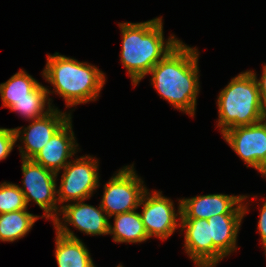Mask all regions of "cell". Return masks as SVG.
I'll list each match as a JSON object with an SVG mask.
<instances>
[{
    "instance_id": "10",
    "label": "cell",
    "mask_w": 266,
    "mask_h": 267,
    "mask_svg": "<svg viewBox=\"0 0 266 267\" xmlns=\"http://www.w3.org/2000/svg\"><path fill=\"white\" fill-rule=\"evenodd\" d=\"M70 118H72L71 113H62L58 108H52L46 115L33 119L31 124L28 127H25L24 130L20 127L14 128L16 140H23L22 143L24 144V147L19 146L21 158L33 159L51 139L53 134L56 133ZM21 134L22 136H20Z\"/></svg>"
},
{
    "instance_id": "23",
    "label": "cell",
    "mask_w": 266,
    "mask_h": 267,
    "mask_svg": "<svg viewBox=\"0 0 266 267\" xmlns=\"http://www.w3.org/2000/svg\"><path fill=\"white\" fill-rule=\"evenodd\" d=\"M257 229L261 237L262 246L264 247L266 253V201L263 204L262 208H260V218L258 221Z\"/></svg>"
},
{
    "instance_id": "6",
    "label": "cell",
    "mask_w": 266,
    "mask_h": 267,
    "mask_svg": "<svg viewBox=\"0 0 266 267\" xmlns=\"http://www.w3.org/2000/svg\"><path fill=\"white\" fill-rule=\"evenodd\" d=\"M134 166H124L104 185L100 206L108 217L136 210L147 190Z\"/></svg>"
},
{
    "instance_id": "4",
    "label": "cell",
    "mask_w": 266,
    "mask_h": 267,
    "mask_svg": "<svg viewBox=\"0 0 266 267\" xmlns=\"http://www.w3.org/2000/svg\"><path fill=\"white\" fill-rule=\"evenodd\" d=\"M221 134L237 127L262 121L263 102L251 71L241 72L221 90L217 99Z\"/></svg>"
},
{
    "instance_id": "13",
    "label": "cell",
    "mask_w": 266,
    "mask_h": 267,
    "mask_svg": "<svg viewBox=\"0 0 266 267\" xmlns=\"http://www.w3.org/2000/svg\"><path fill=\"white\" fill-rule=\"evenodd\" d=\"M185 251L196 267H213V240L207 219H180Z\"/></svg>"
},
{
    "instance_id": "21",
    "label": "cell",
    "mask_w": 266,
    "mask_h": 267,
    "mask_svg": "<svg viewBox=\"0 0 266 267\" xmlns=\"http://www.w3.org/2000/svg\"><path fill=\"white\" fill-rule=\"evenodd\" d=\"M27 209L20 187L10 182L0 184V214Z\"/></svg>"
},
{
    "instance_id": "3",
    "label": "cell",
    "mask_w": 266,
    "mask_h": 267,
    "mask_svg": "<svg viewBox=\"0 0 266 267\" xmlns=\"http://www.w3.org/2000/svg\"><path fill=\"white\" fill-rule=\"evenodd\" d=\"M42 75L66 101V108L95 101L106 77L97 67L55 53L47 56Z\"/></svg>"
},
{
    "instance_id": "8",
    "label": "cell",
    "mask_w": 266,
    "mask_h": 267,
    "mask_svg": "<svg viewBox=\"0 0 266 267\" xmlns=\"http://www.w3.org/2000/svg\"><path fill=\"white\" fill-rule=\"evenodd\" d=\"M222 136L247 167L251 166L266 176V122L237 126Z\"/></svg>"
},
{
    "instance_id": "5",
    "label": "cell",
    "mask_w": 266,
    "mask_h": 267,
    "mask_svg": "<svg viewBox=\"0 0 266 267\" xmlns=\"http://www.w3.org/2000/svg\"><path fill=\"white\" fill-rule=\"evenodd\" d=\"M23 187L25 202L33 200L42 210L46 219L54 222L60 213L61 207L57 200L56 178L57 174L36 163L33 159L22 158Z\"/></svg>"
},
{
    "instance_id": "2",
    "label": "cell",
    "mask_w": 266,
    "mask_h": 267,
    "mask_svg": "<svg viewBox=\"0 0 266 267\" xmlns=\"http://www.w3.org/2000/svg\"><path fill=\"white\" fill-rule=\"evenodd\" d=\"M119 27L123 38L121 62L134 86L180 43L174 35L164 41L160 17L141 23H120Z\"/></svg>"
},
{
    "instance_id": "24",
    "label": "cell",
    "mask_w": 266,
    "mask_h": 267,
    "mask_svg": "<svg viewBox=\"0 0 266 267\" xmlns=\"http://www.w3.org/2000/svg\"><path fill=\"white\" fill-rule=\"evenodd\" d=\"M254 75V77L256 78L257 84H258V89L260 92V97L262 102L264 103L266 101V65L263 66V73L262 76L260 78V80L257 79L256 74L251 71Z\"/></svg>"
},
{
    "instance_id": "20",
    "label": "cell",
    "mask_w": 266,
    "mask_h": 267,
    "mask_svg": "<svg viewBox=\"0 0 266 267\" xmlns=\"http://www.w3.org/2000/svg\"><path fill=\"white\" fill-rule=\"evenodd\" d=\"M50 93V90L42 84H39L32 91V99L16 100L9 108L11 111H16L21 116L32 121L33 119L46 115L50 110H52L53 107L50 105L51 99L48 98ZM47 104L48 108L46 109L45 107ZM44 110L46 111L44 112Z\"/></svg>"
},
{
    "instance_id": "18",
    "label": "cell",
    "mask_w": 266,
    "mask_h": 267,
    "mask_svg": "<svg viewBox=\"0 0 266 267\" xmlns=\"http://www.w3.org/2000/svg\"><path fill=\"white\" fill-rule=\"evenodd\" d=\"M38 218L27 209L0 214V240L14 242L26 236Z\"/></svg>"
},
{
    "instance_id": "9",
    "label": "cell",
    "mask_w": 266,
    "mask_h": 267,
    "mask_svg": "<svg viewBox=\"0 0 266 267\" xmlns=\"http://www.w3.org/2000/svg\"><path fill=\"white\" fill-rule=\"evenodd\" d=\"M139 206L143 207L139 214L149 238L155 236L161 240L167 239L181 225L177 220L182 216L181 200L176 214L171 199L164 197L159 191H154L151 195L147 189Z\"/></svg>"
},
{
    "instance_id": "15",
    "label": "cell",
    "mask_w": 266,
    "mask_h": 267,
    "mask_svg": "<svg viewBox=\"0 0 266 267\" xmlns=\"http://www.w3.org/2000/svg\"><path fill=\"white\" fill-rule=\"evenodd\" d=\"M98 208L83 200L61 206L60 213L63 214V221L87 235H108L109 218L100 205Z\"/></svg>"
},
{
    "instance_id": "7",
    "label": "cell",
    "mask_w": 266,
    "mask_h": 267,
    "mask_svg": "<svg viewBox=\"0 0 266 267\" xmlns=\"http://www.w3.org/2000/svg\"><path fill=\"white\" fill-rule=\"evenodd\" d=\"M57 189L58 203L85 201L99 187L98 160L82 156L70 161L64 168Z\"/></svg>"
},
{
    "instance_id": "16",
    "label": "cell",
    "mask_w": 266,
    "mask_h": 267,
    "mask_svg": "<svg viewBox=\"0 0 266 267\" xmlns=\"http://www.w3.org/2000/svg\"><path fill=\"white\" fill-rule=\"evenodd\" d=\"M245 214H217L207 219L213 240V267L237 250L236 240Z\"/></svg>"
},
{
    "instance_id": "11",
    "label": "cell",
    "mask_w": 266,
    "mask_h": 267,
    "mask_svg": "<svg viewBox=\"0 0 266 267\" xmlns=\"http://www.w3.org/2000/svg\"><path fill=\"white\" fill-rule=\"evenodd\" d=\"M245 195L208 194L181 200L180 219H209L217 214H246Z\"/></svg>"
},
{
    "instance_id": "19",
    "label": "cell",
    "mask_w": 266,
    "mask_h": 267,
    "mask_svg": "<svg viewBox=\"0 0 266 267\" xmlns=\"http://www.w3.org/2000/svg\"><path fill=\"white\" fill-rule=\"evenodd\" d=\"M39 84L37 80L21 69L5 83L0 84L2 107L9 108L16 100L32 99V91Z\"/></svg>"
},
{
    "instance_id": "1",
    "label": "cell",
    "mask_w": 266,
    "mask_h": 267,
    "mask_svg": "<svg viewBox=\"0 0 266 267\" xmlns=\"http://www.w3.org/2000/svg\"><path fill=\"white\" fill-rule=\"evenodd\" d=\"M198 55L196 48L180 41L149 71L158 94L173 107L192 117L195 115L200 90Z\"/></svg>"
},
{
    "instance_id": "25",
    "label": "cell",
    "mask_w": 266,
    "mask_h": 267,
    "mask_svg": "<svg viewBox=\"0 0 266 267\" xmlns=\"http://www.w3.org/2000/svg\"><path fill=\"white\" fill-rule=\"evenodd\" d=\"M262 121L266 122V101L263 103Z\"/></svg>"
},
{
    "instance_id": "14",
    "label": "cell",
    "mask_w": 266,
    "mask_h": 267,
    "mask_svg": "<svg viewBox=\"0 0 266 267\" xmlns=\"http://www.w3.org/2000/svg\"><path fill=\"white\" fill-rule=\"evenodd\" d=\"M55 257L58 267H96L84 243L57 218Z\"/></svg>"
},
{
    "instance_id": "12",
    "label": "cell",
    "mask_w": 266,
    "mask_h": 267,
    "mask_svg": "<svg viewBox=\"0 0 266 267\" xmlns=\"http://www.w3.org/2000/svg\"><path fill=\"white\" fill-rule=\"evenodd\" d=\"M71 118L56 132L45 146L35 155L33 160L44 168L58 175L74 156L76 147Z\"/></svg>"
},
{
    "instance_id": "22",
    "label": "cell",
    "mask_w": 266,
    "mask_h": 267,
    "mask_svg": "<svg viewBox=\"0 0 266 267\" xmlns=\"http://www.w3.org/2000/svg\"><path fill=\"white\" fill-rule=\"evenodd\" d=\"M16 141L15 129L0 128V161L8 157Z\"/></svg>"
},
{
    "instance_id": "17",
    "label": "cell",
    "mask_w": 266,
    "mask_h": 267,
    "mask_svg": "<svg viewBox=\"0 0 266 267\" xmlns=\"http://www.w3.org/2000/svg\"><path fill=\"white\" fill-rule=\"evenodd\" d=\"M114 226L109 224L108 234L116 243H141L149 239L141 216L136 210L114 215Z\"/></svg>"
}]
</instances>
